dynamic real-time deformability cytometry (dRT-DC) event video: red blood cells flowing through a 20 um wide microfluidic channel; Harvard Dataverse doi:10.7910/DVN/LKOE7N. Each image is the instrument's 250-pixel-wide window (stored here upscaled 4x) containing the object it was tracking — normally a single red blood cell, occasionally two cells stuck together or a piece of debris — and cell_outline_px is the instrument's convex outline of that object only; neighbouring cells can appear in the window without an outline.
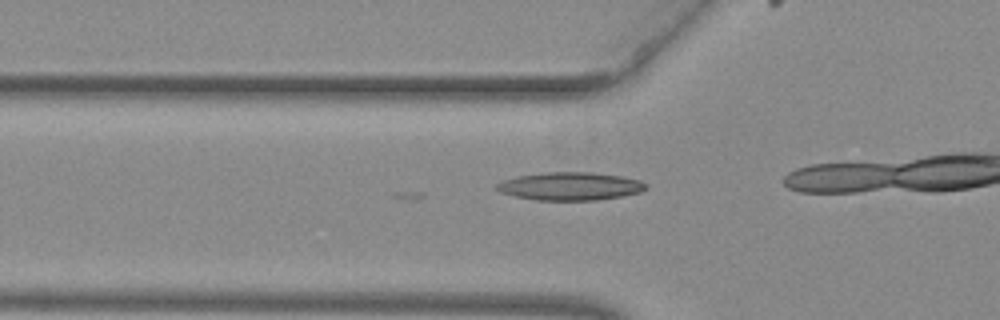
{"species": "common noctule bat (a hibernating species)", "species_latin": "Nyctalus noctula", "temperature_condition": "warm", "stored_images_in_passage": 14, "camera_frame_rate_fps": 3000, "um_per_image_px": 0.085, "animal": {"sex": "female", "body_mass_g": 29.2, "forearm_length_mm": 56.3}, "frame": {"image": 1, "passage_image": 14, "time_ms": 4.333, "image_size_px": [1000, 320], "cell_outline_px": [[648, 188], [640, 192], [624, 196], [596, 200], [536, 200], [516, 196], [500, 192], [496, 188], [496, 184], [504, 180], [516, 176], [544, 172], [592, 172], [624, 176], [640, 180], [648, 184]], "centroid_in_image_um": [48.51, 15.82], "position_along_channel_um": 77.3, "area_um2": 24.57}}